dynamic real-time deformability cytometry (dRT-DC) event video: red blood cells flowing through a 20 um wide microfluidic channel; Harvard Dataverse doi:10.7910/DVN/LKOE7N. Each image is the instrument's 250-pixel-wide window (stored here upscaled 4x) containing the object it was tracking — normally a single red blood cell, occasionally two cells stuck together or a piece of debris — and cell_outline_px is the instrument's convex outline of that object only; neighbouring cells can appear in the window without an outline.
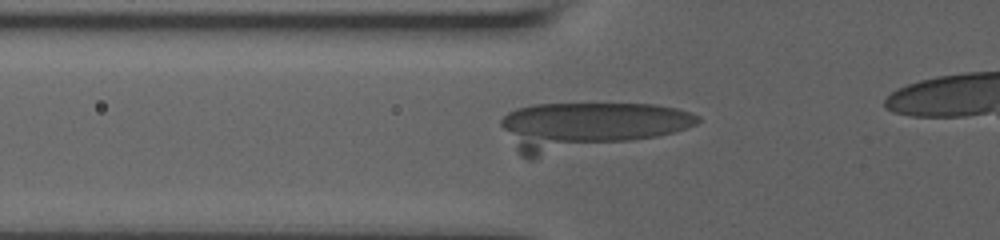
{"species": "human", "species_latin": "Homo sapiens", "temperature_condition": "room temperature", "stored_images_in_passage": 49, "camera_frame_rate_fps": 3000, "um_per_image_px": 0.085, "donor": {"sex": "male"}, "frame": {"image": 1, "passage_image": 20, "time_ms": 6.333, "image_size_px": [1000, 240], "cell_outline_px": [[700, 120], [696, 124], [672, 132], [656, 136], [532, 160], [528, 160], [520, 156], [500, 124], [500, 120], [508, 112], [516, 108], [532, 104], [656, 104], [676, 108], [700, 116]], "centroid_in_image_um": [49.94, 10.73], "position_along_channel_um": 75.9, "area_um2": 54.56}}
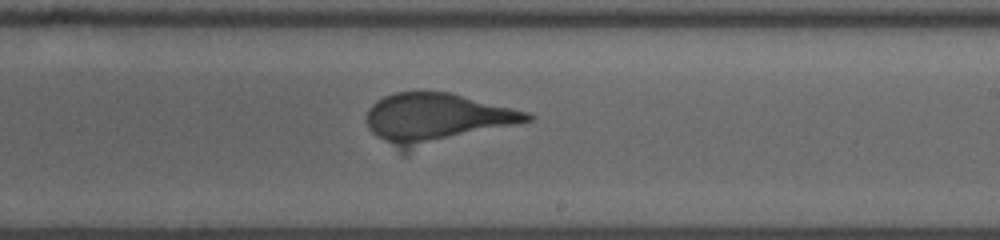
{"frame": {"image": 2, "passage_image": 34, "time_ms": 11.0, "image_size_px": [1000, 240], "cell_outline_px": [[536, 116], [532, 120], [404, 156], [376, 136], [368, 128], [368, 108], [376, 100], [384, 96], [396, 92], [448, 92], [528, 112]], "centroid_in_image_um": [37.08, 10.15], "position_along_channel_um": 251.9, "area_um2": 48.26}}
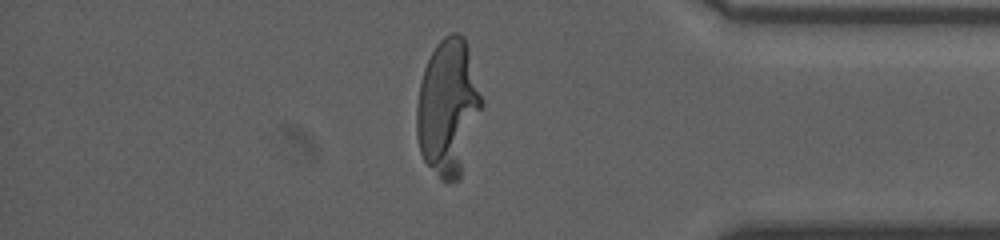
{"frame": {"image": 3, "passage_image": 47, "time_ms": 15.333, "image_size_px": [1000, 240], "cell_outline_px": [[484, 104], [460, 176], [456, 180], [440, 180], [424, 160], [420, 152], [416, 136], [416, 104], [420, 84], [424, 68], [436, 44], [444, 36], [452, 32], [456, 32], [464, 36], [468, 48]], "centroid_in_image_um": [38.08, 9.12], "position_along_channel_um": 397.1, "area_um2": 51.62}}